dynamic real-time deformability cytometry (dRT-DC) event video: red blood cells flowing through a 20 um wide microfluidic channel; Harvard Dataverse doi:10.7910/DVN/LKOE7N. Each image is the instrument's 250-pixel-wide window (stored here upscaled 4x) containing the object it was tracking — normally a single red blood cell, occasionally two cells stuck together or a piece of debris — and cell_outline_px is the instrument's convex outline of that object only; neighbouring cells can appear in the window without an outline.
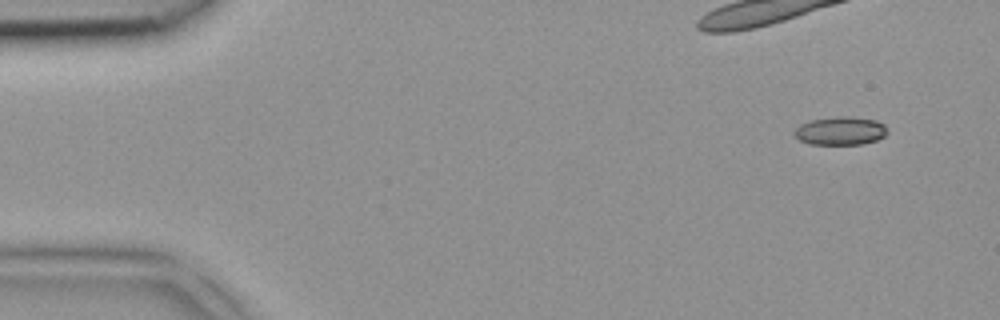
{"species": "common noctule bat (a hibernating species)", "species_latin": "Nyctalus noctula", "temperature_condition": "room temperature", "stored_images_in_passage": 3, "camera_frame_rate_fps": 3000, "um_per_image_px": 0.085, "animal": {"sex": "female", "body_mass_g": 18.4}, "frame": {"image": 1, "passage_image": 1, "time_ms": 0.0, "image_size_px": [1000, 320], "cell_outline_px": [[888, 132], [884, 136], [876, 140], [860, 144], [808, 144], [800, 140], [792, 132], [800, 124], [808, 120], [836, 116], [848, 116], [876, 120], [884, 124], [888, 128]], "centroid_in_image_um": [71.43, 11.11], "position_along_channel_um": 13.6, "area_um2": 15.49}}